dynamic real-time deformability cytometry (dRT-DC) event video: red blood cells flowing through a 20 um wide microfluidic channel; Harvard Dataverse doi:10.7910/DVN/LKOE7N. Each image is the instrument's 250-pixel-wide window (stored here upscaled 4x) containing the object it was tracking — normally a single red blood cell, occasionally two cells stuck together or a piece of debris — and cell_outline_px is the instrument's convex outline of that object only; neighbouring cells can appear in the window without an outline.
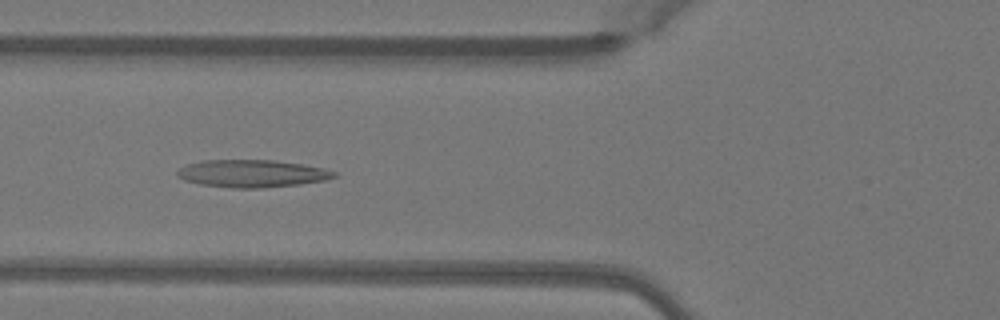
{"species": "Egyptian fruit bat (a non-hibernating species)", "species_latin": "Rousettus aegyptiacus", "temperature_condition": "warm", "stored_images_in_passage": 36, "camera_frame_rate_fps": 3000, "um_per_image_px": 0.085, "animal": {"sex": "female"}, "frame": {"image": 1, "passage_image": 5, "time_ms": 1.333, "image_size_px": [1000, 320], "cell_outline_px": [[336, 176], [324, 180], [300, 184], [264, 188], [232, 188], [200, 184], [184, 180], [176, 176], [176, 172], [180, 168], [188, 164], [200, 160], [272, 160], [304, 164], [324, 168], [336, 172]], "centroid_in_image_um": [21.41, 14.75], "position_along_channel_um": 104.4, "area_um2": 25.2}}
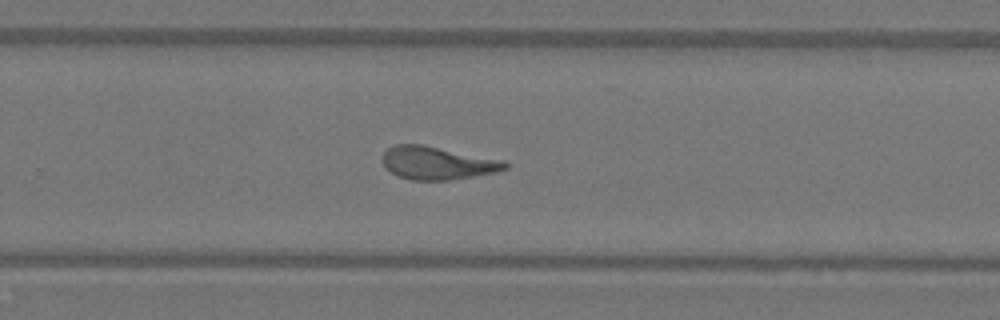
{"frame": {"image": 2, "passage_image": 19, "time_ms": 6.0, "image_size_px": [1000, 320], "cell_outline_px": [[508, 168], [496, 172], [448, 180], [412, 180], [396, 176], [384, 164], [380, 156], [388, 148], [396, 144], [420, 144], [504, 160], [508, 164]], "centroid_in_image_um": [37.16, 13.85], "position_along_channel_um": 292.6, "area_um2": 23.41}}
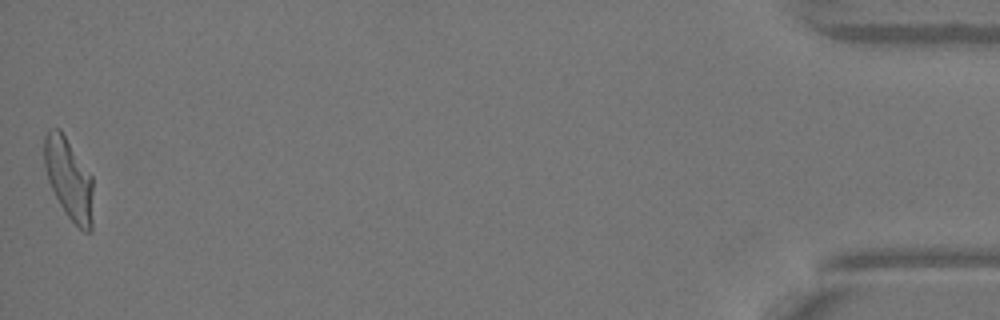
{"frame": {"image": 3, "passage_image": 36, "time_ms": 11.667, "image_size_px": [1000, 320], "cell_outline_px": [[92, 232], [84, 232], [68, 216], [60, 204], [48, 180], [44, 164], [44, 136], [48, 128], [60, 128], [92, 176]], "centroid_in_image_um": [5.85, 15.17], "position_along_channel_um": 429.4, "area_um2": 23.0}, "authors_computed_cell_mechanics": {"area_um2": 23.3223, "velocity_mm_per_s": 4.0503, "shape_relaxation_time_tau1_ms": null, "shape_relaxation_time_tau2_ms": 1.1798, "deformation_change_tau1": null, "deformation_change_tau2": 0.1072}}